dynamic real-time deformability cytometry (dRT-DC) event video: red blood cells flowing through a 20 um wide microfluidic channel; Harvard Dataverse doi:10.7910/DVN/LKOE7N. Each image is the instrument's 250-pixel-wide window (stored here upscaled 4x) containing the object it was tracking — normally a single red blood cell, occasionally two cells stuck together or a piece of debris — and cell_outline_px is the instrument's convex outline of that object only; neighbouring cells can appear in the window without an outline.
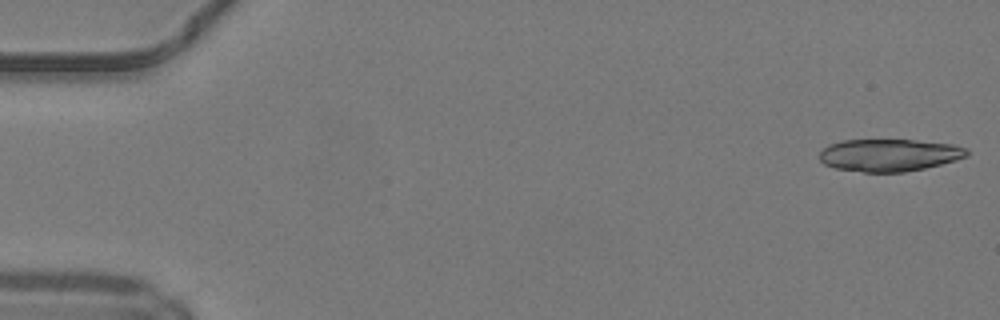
{"species": "common noctule bat (a hibernating species)", "species_latin": "Nyctalus noctula", "temperature_condition": "warm", "stored_images_in_passage": 48, "camera_frame_rate_fps": 3000, "um_per_image_px": 0.085, "animal": {"sex": "male", "body_mass_g": 19.2, "forearm_length_mm": 51.8}, "frame": {"image": 1, "passage_image": 1, "time_ms": 0.0, "image_size_px": [1000, 320], "cell_outline_px": [[968, 156], [956, 160], [924, 168], [904, 172], [864, 172], [836, 168], [824, 164], [820, 160], [820, 152], [828, 144], [844, 140], [916, 140], [952, 144], [968, 148]], "centroid_in_image_um": [75.59, 13.18], "position_along_channel_um": 9.4, "area_um2": 27.74}}
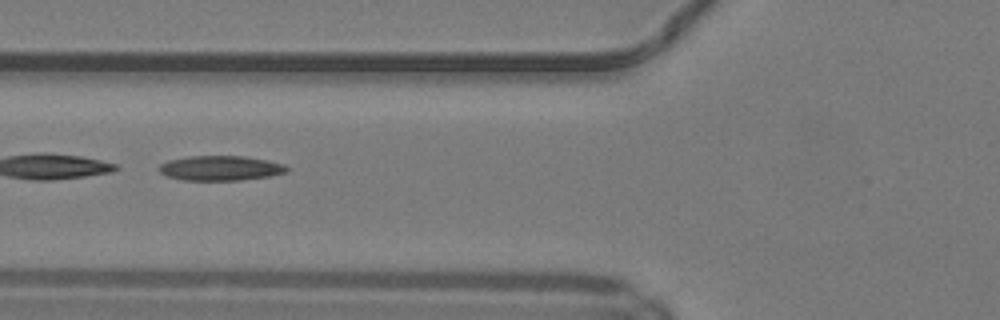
{"frame": {"image": 2, "passage_image": 19, "time_ms": 6.0, "image_size_px": [1000, 320], "cell_outline_px": [[292, 168], [288, 172], [268, 176], [240, 180], [184, 180], [168, 176], [160, 172], [156, 168], [160, 164], [168, 160], [188, 156], [244, 156], [268, 160], [284, 164]], "centroid_in_image_um": [18.76, 14.28], "position_along_channel_um": 107.0, "area_um2": 18.61}}
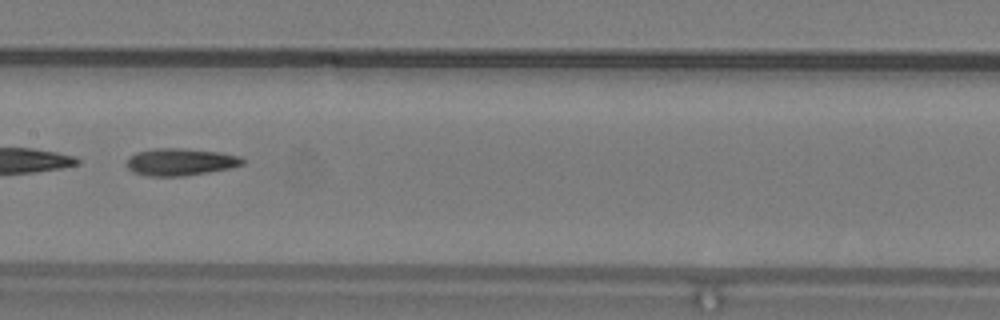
{"frame": {"image": 3, "passage_image": 25, "time_ms": 8.0, "image_size_px": [1000, 320], "cell_outline_px": [[244, 164], [228, 168], [208, 172], [184, 176], [148, 176], [132, 172], [128, 168], [128, 156], [136, 152], [152, 148], [180, 148], [220, 152], [240, 156], [244, 160]], "centroid_in_image_um": [15.31, 13.76], "position_along_channel_um": 192.1, "area_um2": 18.38}}